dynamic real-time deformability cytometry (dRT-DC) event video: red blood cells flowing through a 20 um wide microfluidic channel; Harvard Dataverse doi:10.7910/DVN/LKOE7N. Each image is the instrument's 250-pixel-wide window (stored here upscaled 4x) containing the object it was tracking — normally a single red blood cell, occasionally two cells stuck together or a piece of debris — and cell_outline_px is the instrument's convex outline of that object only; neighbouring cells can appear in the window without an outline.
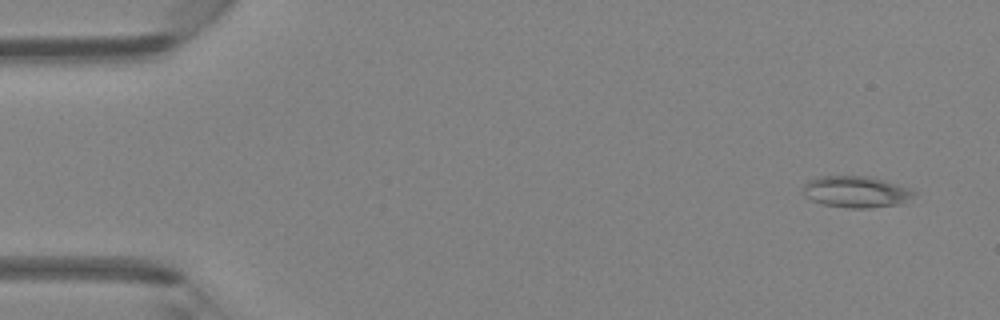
{"species": "Egyptian fruit bat (a non-hibernating species)", "species_latin": "Rousettus aegyptiacus", "temperature_condition": "room temperature", "stored_images_in_passage": 4, "camera_frame_rate_fps": 3000, "um_per_image_px": 0.085, "animal": {"sex": "female"}, "frame": {"image": 1, "passage_image": 1, "time_ms": 0.0, "image_size_px": [1000, 320], "cell_outline_px": [[916, 192], [912, 196], [900, 204], [868, 208], [848, 208], [824, 204], [812, 200], [804, 196], [800, 192], [804, 184], [808, 180], [816, 176], [872, 176], [908, 188]], "centroid_in_image_um": [72.69, 16.29], "position_along_channel_um": 12.3, "area_um2": 20.4}}
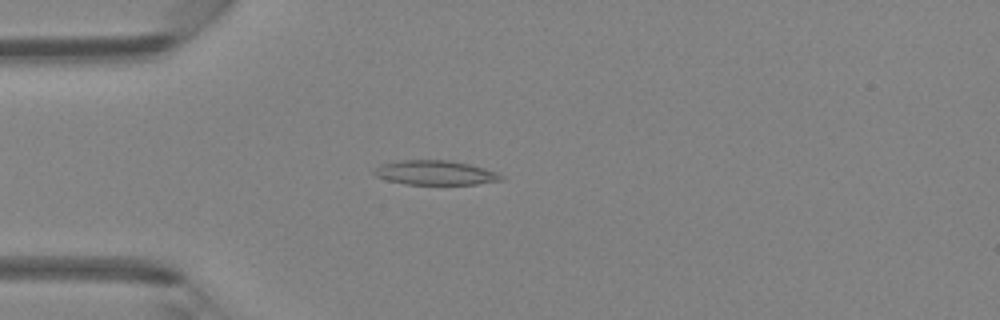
{"frame": {"image": 2, "passage_image": 4, "time_ms": 3.333, "image_size_px": [1000, 320], "cell_outline_px": [[504, 180], [476, 184], [408, 184], [388, 180], [376, 176], [372, 172], [380, 164], [400, 160], [448, 160], [468, 164], [484, 168], [496, 172], [504, 176]], "centroid_in_image_um": [37.0, 14.68], "position_along_channel_um": 48.0, "area_um2": 17.98}}